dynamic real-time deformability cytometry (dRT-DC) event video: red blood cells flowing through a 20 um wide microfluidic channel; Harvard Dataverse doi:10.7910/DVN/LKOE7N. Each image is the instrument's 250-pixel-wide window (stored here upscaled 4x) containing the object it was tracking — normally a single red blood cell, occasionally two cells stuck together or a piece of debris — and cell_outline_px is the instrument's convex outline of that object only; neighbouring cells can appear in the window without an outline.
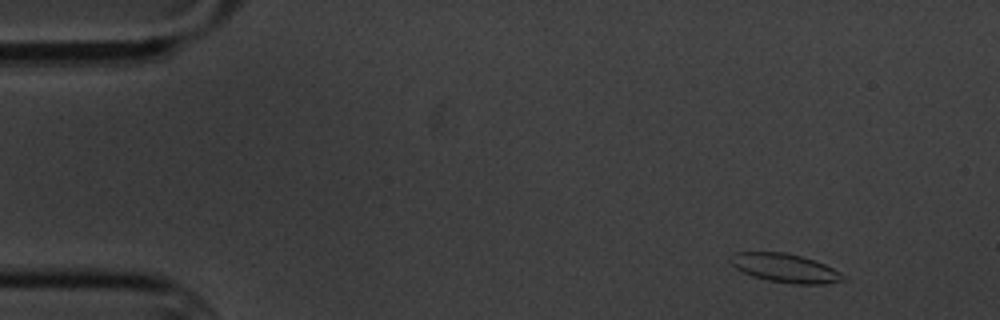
{"species": "common noctule bat (a hibernating species)", "species_latin": "Nyctalus noctula", "temperature_condition": "cold", "stored_images_in_passage": 14, "camera_frame_rate_fps": 3000, "um_per_image_px": 0.085, "animal": {"sex": "male", "body_mass_g": 20.1, "forearm_length_mm": 53.5}, "frame": {"image": 1, "passage_image": 1, "time_ms": 0.0, "image_size_px": [1000, 320], "cell_outline_px": [[844, 280], [824, 284], [792, 284], [768, 280], [752, 276], [736, 268], [728, 260], [728, 256], [736, 252], [788, 252], [824, 264], [840, 272], [844, 276]], "centroid_in_image_um": [66.69, 22.78], "position_along_channel_um": 18.3, "area_um2": 18.79}}
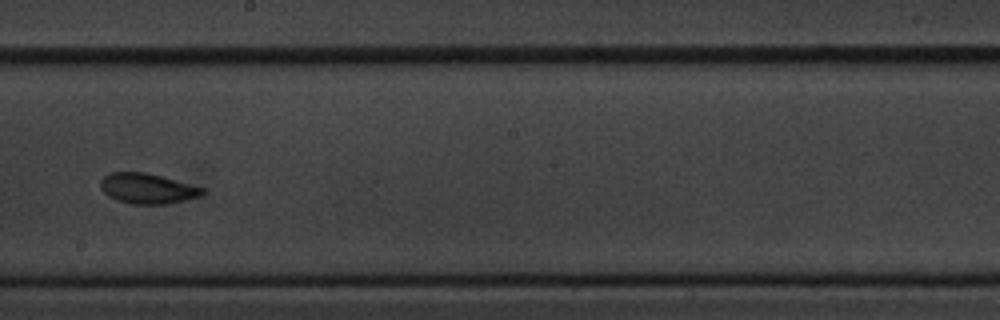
{"frame": {"image": 2, "passage_image": 8, "time_ms": 9.0, "image_size_px": [1000, 320], "cell_outline_px": [[204, 192], [200, 196], [168, 204], [132, 204], [116, 200], [108, 196], [100, 188], [100, 180], [108, 172], [144, 172], [160, 176], [204, 188]], "centroid_in_image_um": [12.48, 16.02], "position_along_channel_um": 235.7, "area_um2": 17.92}}
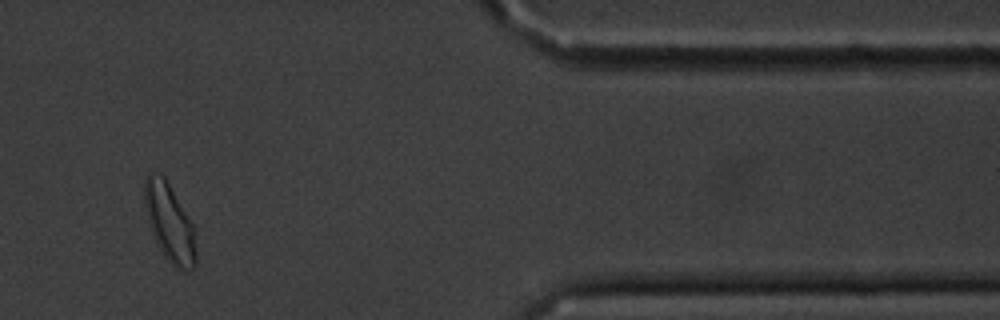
{"frame": {"image": 3, "passage_image": 13, "time_ms": 14.667, "image_size_px": [1000, 320], "cell_outline_px": [[196, 264], [192, 268], [176, 268], [164, 256], [152, 232], [148, 220], [144, 204], [144, 180], [148, 172], [152, 172], [164, 176], [192, 224], [196, 256]], "centroid_in_image_um": [14.37, 18.89], "position_along_channel_um": 397.0, "area_um2": 22.66}, "authors_computed_cell_mechanics": {"area_um2": 18.5827, "velocity_mm_per_s": 3.4235, "shape_relaxation_time_tau1_ms": 4.2858, "shape_relaxation_time_tau2_ms": 1.55, "deformation_change_tau1": 0.0906, "deformation_change_tau2": 0.06}}